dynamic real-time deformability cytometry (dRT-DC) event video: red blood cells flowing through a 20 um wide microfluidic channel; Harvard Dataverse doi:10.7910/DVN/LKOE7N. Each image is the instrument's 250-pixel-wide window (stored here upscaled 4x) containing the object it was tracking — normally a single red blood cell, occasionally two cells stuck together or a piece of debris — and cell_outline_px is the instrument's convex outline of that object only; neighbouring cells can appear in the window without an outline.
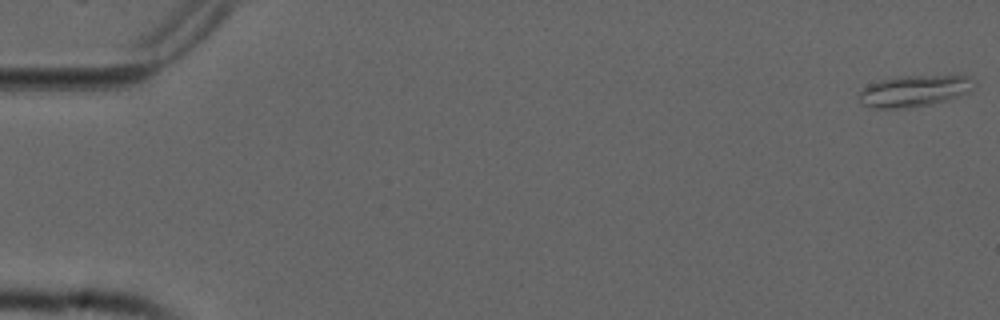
{"species": "common noctule bat (a hibernating species)", "species_latin": "Nyctalus noctula", "temperature_condition": "cold", "stored_images_in_passage": 55, "camera_frame_rate_fps": 3000, "um_per_image_px": 0.085, "animal": {"sex": "male", "forearm_length_mm": 52.5}, "frame": {"image": 1, "passage_image": 1, "time_ms": 0.0, "image_size_px": [1000, 320], "cell_outline_px": [[976, 84], [968, 92], [944, 100], [912, 108], [872, 108], [864, 104], [856, 96], [868, 84], [880, 80], [904, 76], [972, 76]], "centroid_in_image_um": [77.68, 7.73], "position_along_channel_um": 7.3, "area_um2": 20.81}}
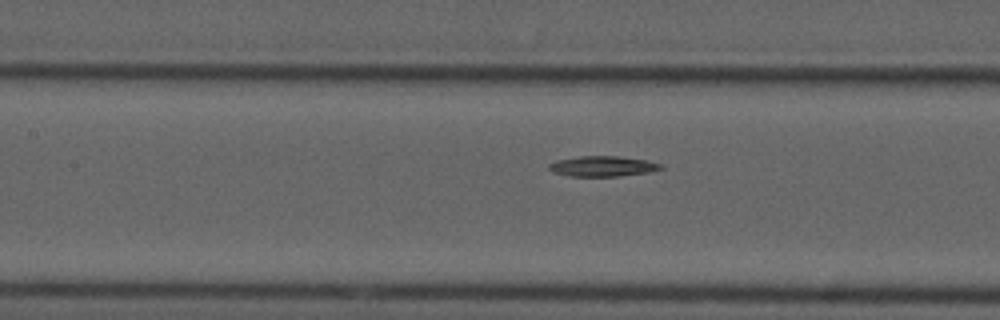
{"frame": {"image": 2, "passage_image": 25, "time_ms": 8.0, "image_size_px": [1000, 320], "cell_outline_px": [[664, 168], [648, 172], [616, 176], [572, 176], [552, 172], [548, 168], [548, 164], [556, 160], [580, 156], [620, 156], [644, 160], [660, 164]], "centroid_in_image_um": [51.17, 14.12], "position_along_channel_um": 156.2, "area_um2": 13.12}}
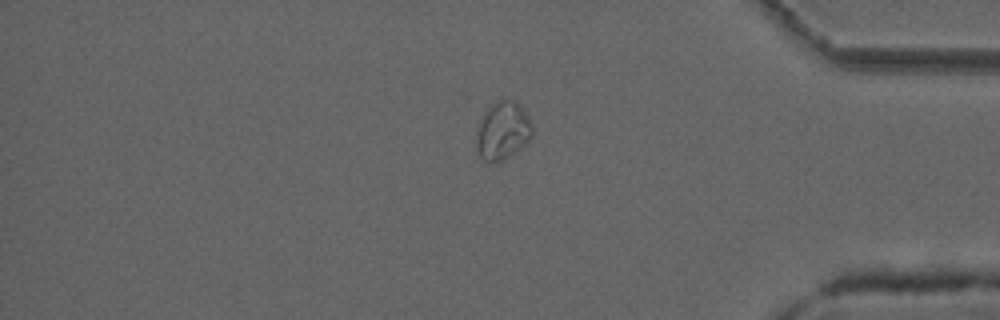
{"frame": {"image": 3, "passage_image": 46, "time_ms": 15.0, "image_size_px": [1000, 320], "cell_outline_px": [[532, 136], [520, 148], [496, 164], [488, 164], [476, 152], [476, 132], [480, 116], [496, 100], [512, 100], [524, 108], [532, 124]], "centroid_in_image_um": [42.69, 11.13], "position_along_channel_um": 392.5, "area_um2": 19.19}}